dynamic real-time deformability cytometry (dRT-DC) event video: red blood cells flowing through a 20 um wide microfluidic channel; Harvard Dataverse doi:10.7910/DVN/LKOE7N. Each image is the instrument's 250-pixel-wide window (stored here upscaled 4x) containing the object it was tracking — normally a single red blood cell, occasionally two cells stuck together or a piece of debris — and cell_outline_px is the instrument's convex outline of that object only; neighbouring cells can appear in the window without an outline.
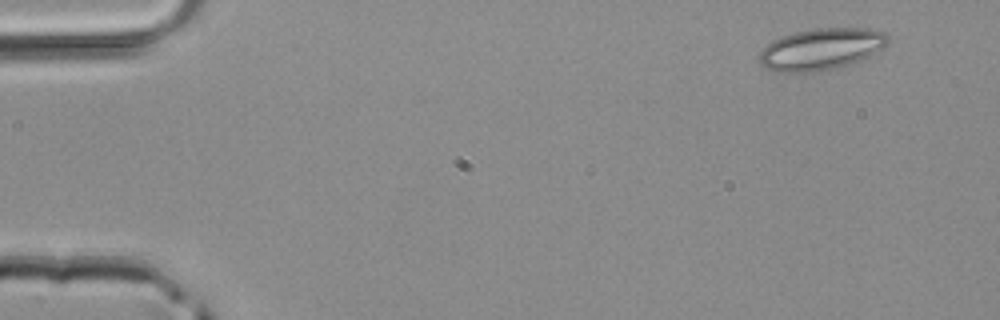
{"species": "common noctule bat (a hibernating species)", "species_latin": "Nyctalus noctula", "temperature_condition": "room temperature", "stored_images_in_passage": 3, "camera_frame_rate_fps": 3000, "um_per_image_px": 0.085, "animal": {"sex": "male", "body_mass_g": 20.4}, "frame": {"image": 1, "passage_image": 1, "time_ms": 0.0, "image_size_px": [1000, 320], "cell_outline_px": [[888, 44], [868, 56], [860, 60], [836, 68], [812, 72], [776, 72], [764, 68], [756, 60], [760, 52], [772, 40], [796, 32], [812, 28], [868, 28], [884, 32], [888, 36]], "centroid_in_image_um": [69.76, 4.18], "position_along_channel_um": 15.2, "area_um2": 31.21}}